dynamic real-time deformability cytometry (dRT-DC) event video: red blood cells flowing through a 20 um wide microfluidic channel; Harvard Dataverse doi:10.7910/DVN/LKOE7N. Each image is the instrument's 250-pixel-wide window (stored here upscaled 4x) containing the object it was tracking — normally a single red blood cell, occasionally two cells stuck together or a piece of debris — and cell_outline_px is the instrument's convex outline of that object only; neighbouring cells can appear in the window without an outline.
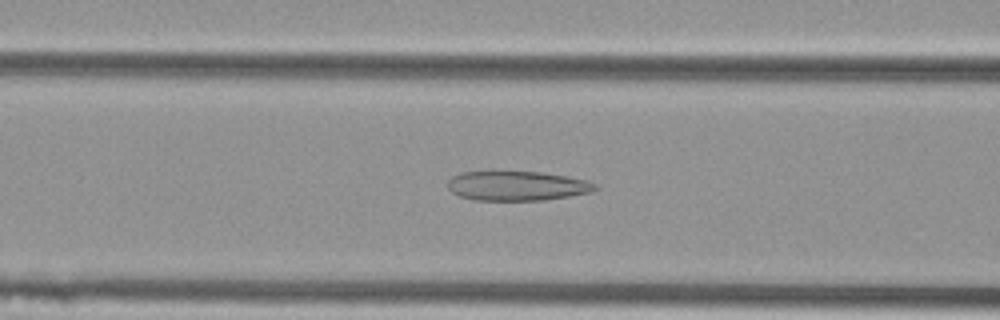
{"species": "Egyptian fruit bat (a non-hibernating species)", "species_latin": "Rousettus aegyptiacus", "temperature_condition": "cold", "stored_images_in_passage": 45, "camera_frame_rate_fps": 3000, "um_per_image_px": 0.085, "animal": {"sex": "female"}, "frame": {"image": 1, "passage_image": 20, "time_ms": 6.333, "image_size_px": [1000, 320], "cell_outline_px": [[600, 188], [592, 192], [544, 200], [476, 200], [460, 196], [452, 192], [448, 188], [448, 180], [452, 176], [460, 172], [540, 172], [568, 176], [588, 180], [596, 184]], "centroid_in_image_um": [43.99, 15.8], "position_along_channel_um": 122.6, "area_um2": 25.37}}
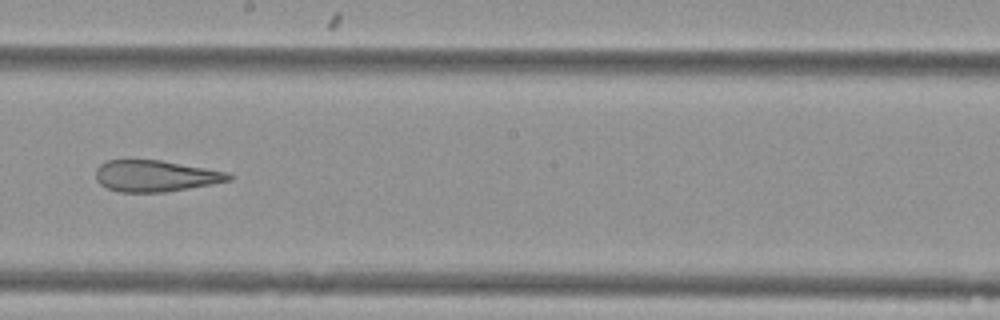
{"frame": {"image": 2, "passage_image": 29, "time_ms": 9.333, "image_size_px": [1000, 320], "cell_outline_px": [[232, 180], [168, 192], [120, 192], [108, 188], [100, 184], [96, 180], [96, 168], [100, 164], [108, 160], [160, 160], [228, 172], [232, 176]], "centroid_in_image_um": [13.2, 14.96], "position_along_channel_um": 235.0, "area_um2": 24.22}}
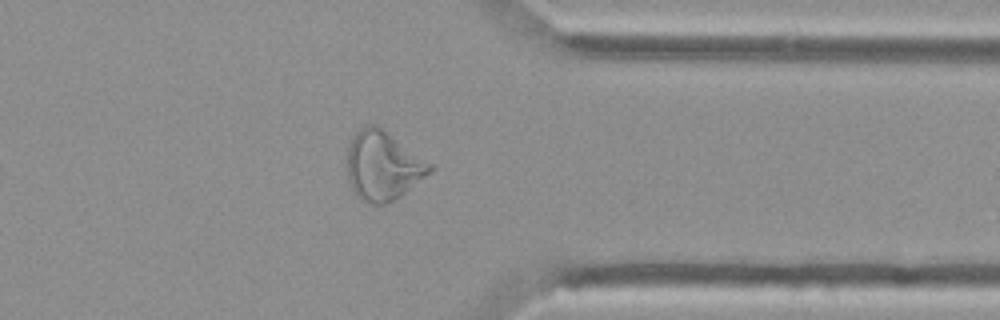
{"frame": {"image": 3, "passage_image": 41, "time_ms": 13.333, "image_size_px": [1000, 320], "cell_outline_px": [[436, 168], [404, 192], [392, 200], [384, 204], [372, 204], [360, 200], [356, 196], [352, 188], [348, 176], [348, 148], [352, 136], [360, 128], [368, 124], [372, 124], [380, 128], [432, 164]], "centroid_in_image_um": [32.52, 14.1], "position_along_channel_um": 378.9, "area_um2": 32.48}, "authors_computed_cell_mechanics": {"area_um2": 29.2468, "velocity_mm_per_s": 3.7548, "shape_relaxation_time_tau1_ms": null, "shape_relaxation_time_tau2_ms": 2.8199, "deformation_change_tau1": null, "deformation_change_tau2": 0.1195}}